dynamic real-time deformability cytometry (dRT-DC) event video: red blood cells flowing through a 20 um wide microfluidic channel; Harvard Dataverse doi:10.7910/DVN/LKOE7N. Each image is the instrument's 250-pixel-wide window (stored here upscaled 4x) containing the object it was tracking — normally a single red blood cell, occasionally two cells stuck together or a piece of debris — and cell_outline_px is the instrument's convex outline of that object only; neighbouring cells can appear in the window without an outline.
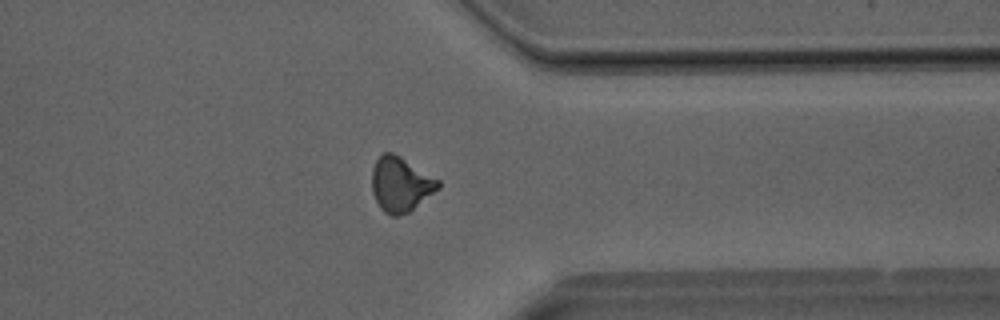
{"species": "Egyptian fruit bat (a non-hibernating species)", "species_latin": "Rousettus aegyptiacus", "temperature_condition": "room temperature", "stored_images_in_passage": 34, "segment_of_instrument_passage": [1, 2], "camera_frame_rate_fps": 3000, "um_per_image_px": 0.085, "animal": {"sex": "male"}, "frame": {"image": 1, "passage_image": 25, "time_ms": 8.0, "image_size_px": [1000, 320], "cell_outline_px": [[440, 188], [408, 212], [396, 216], [392, 216], [384, 212], [380, 208], [372, 192], [372, 168], [376, 160], [384, 152], [392, 152], [400, 156], [440, 180]], "centroid_in_image_um": [34.04, 15.66], "position_along_channel_um": 377.4, "area_um2": 21.04}}